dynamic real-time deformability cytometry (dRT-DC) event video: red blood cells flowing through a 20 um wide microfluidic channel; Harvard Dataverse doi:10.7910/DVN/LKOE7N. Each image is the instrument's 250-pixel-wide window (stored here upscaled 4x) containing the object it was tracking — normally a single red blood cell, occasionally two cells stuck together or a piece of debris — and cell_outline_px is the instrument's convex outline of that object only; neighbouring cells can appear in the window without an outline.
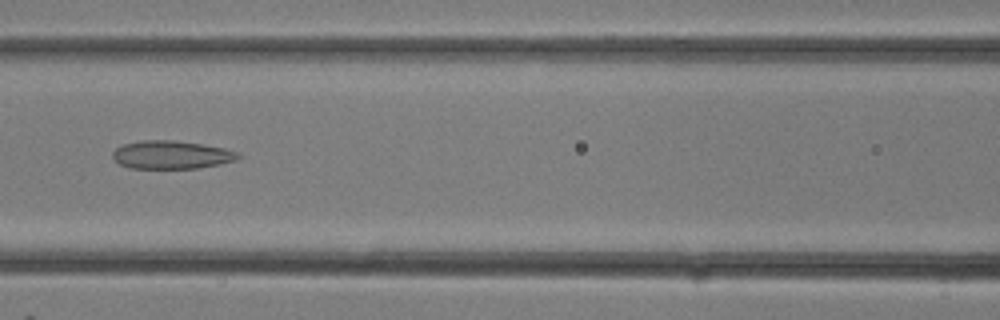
{"species": "common noctule bat (a hibernating species)", "species_latin": "Nyctalus noctula", "temperature_condition": "room temperature", "stored_images_in_passage": 14, "camera_frame_rate_fps": 3000, "um_per_image_px": 0.085, "animal": {"sex": "female"}, "frame": {"image": 1, "passage_image": 7, "time_ms": 2.0, "image_size_px": [1000, 320], "cell_outline_px": [[244, 156], [236, 160], [220, 164], [200, 168], [128, 168], [112, 160], [112, 152], [116, 148], [124, 144], [140, 140], [176, 140], [224, 148], [240, 152]], "centroid_in_image_um": [14.58, 13.16], "position_along_channel_um": 152.0, "area_um2": 20.87}}
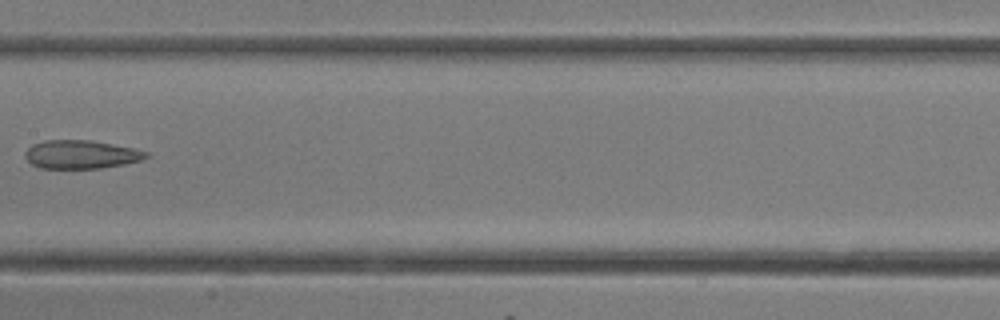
{"frame": {"image": 2, "passage_image": 9, "time_ms": 2.667, "image_size_px": [1000, 320], "cell_outline_px": [[152, 156], [140, 160], [124, 164], [100, 168], [40, 168], [32, 164], [24, 156], [24, 152], [32, 144], [44, 140], [92, 140], [132, 148], [148, 152]], "centroid_in_image_um": [6.88, 13.12], "position_along_channel_um": 200.5, "area_um2": 20.06}}
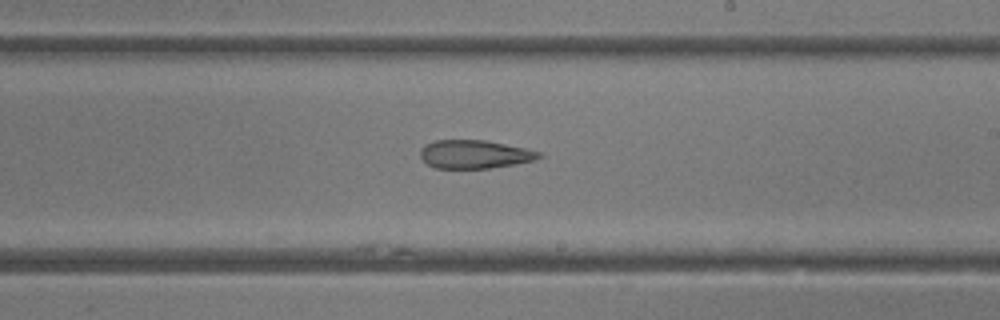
{"frame": {"image": 3, "passage_image": 11, "time_ms": 3.333, "image_size_px": [1000, 320], "cell_outline_px": [[544, 156], [536, 160], [516, 164], [488, 168], [436, 168], [428, 164], [420, 156], [420, 152], [424, 144], [436, 140], [484, 140], [524, 148], [540, 152]], "centroid_in_image_um": [40.35, 13.11], "position_along_channel_um": 248.6, "area_um2": 19.54}}